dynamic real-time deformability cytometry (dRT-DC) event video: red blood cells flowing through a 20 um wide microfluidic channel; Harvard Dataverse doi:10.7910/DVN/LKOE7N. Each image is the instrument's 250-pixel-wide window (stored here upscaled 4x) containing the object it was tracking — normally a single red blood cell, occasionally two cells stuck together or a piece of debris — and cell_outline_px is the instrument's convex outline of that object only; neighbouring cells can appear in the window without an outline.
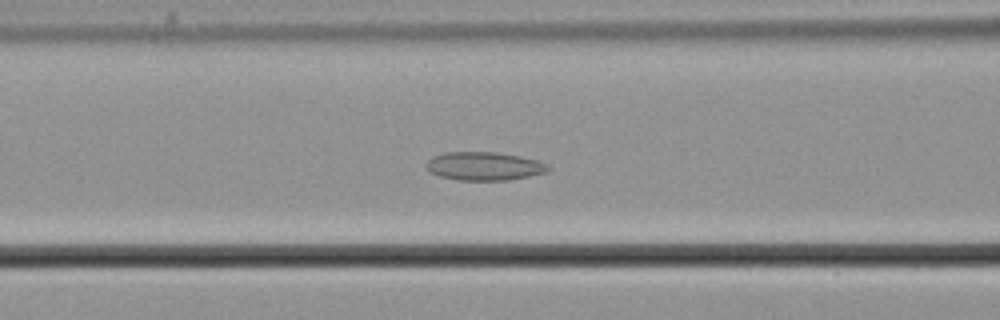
{"species": "common noctule bat (a hibernating species)", "species_latin": "Nyctalus noctula", "temperature_condition": "cold", "stored_images_in_passage": 49, "segment_of_instrument_passage": [1, 2], "camera_frame_rate_fps": 3000, "um_per_image_px": 0.085, "animal": {"sex": "male", "body_mass_g": 21.5, "forearm_length_mm": 52.0}, "frame": {"image": 1, "passage_image": 21, "time_ms": 6.667, "image_size_px": [1000, 320], "cell_outline_px": [[552, 168], [548, 172], [508, 180], [456, 180], [440, 176], [428, 172], [428, 160], [432, 156], [444, 152], [496, 152], [520, 156], [540, 160], [548, 164]], "centroid_in_image_um": [41.2, 14.12], "position_along_channel_um": 125.4, "area_um2": 20.35}}
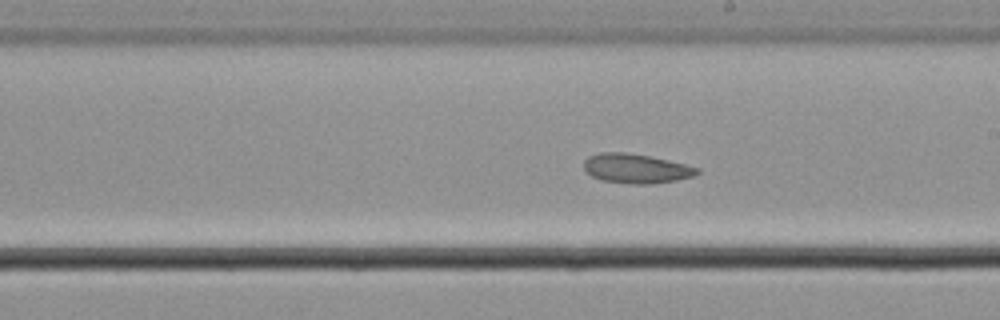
{"frame": {"image": 2, "passage_image": 30, "time_ms": 9.667, "image_size_px": [1000, 320], "cell_outline_px": [[700, 172], [696, 176], [676, 180], [652, 184], [632, 184], [600, 180], [592, 176], [584, 168], [584, 160], [588, 156], [600, 152], [624, 152], [648, 156], [668, 160], [700, 168]], "centroid_in_image_um": [54.08, 14.33], "position_along_channel_um": 234.9, "area_um2": 19.48}}
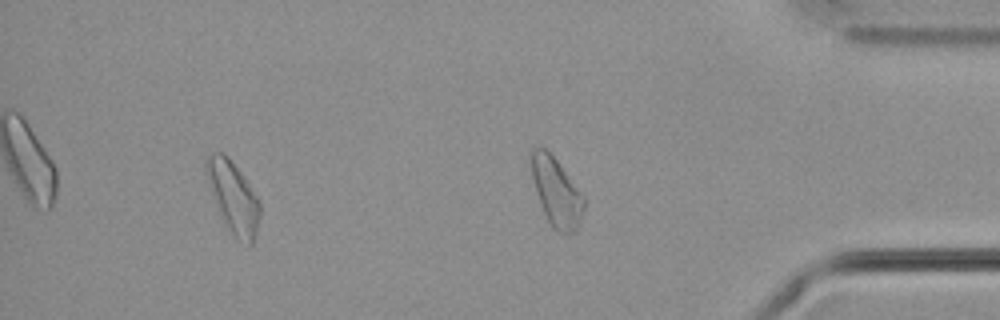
{"frame": {"image": 3, "passage_image": 44, "time_ms": 14.333, "image_size_px": [1000, 320], "cell_outline_px": [[260, 216], [256, 236], [252, 244], [248, 248], [232, 236], [224, 224], [212, 196], [204, 168], [204, 164], [208, 156], [212, 152], [220, 152], [228, 156], [240, 172], [260, 200]], "centroid_in_image_um": [19.83, 16.83], "position_along_channel_um": 415.4, "area_um2": 22.72}}